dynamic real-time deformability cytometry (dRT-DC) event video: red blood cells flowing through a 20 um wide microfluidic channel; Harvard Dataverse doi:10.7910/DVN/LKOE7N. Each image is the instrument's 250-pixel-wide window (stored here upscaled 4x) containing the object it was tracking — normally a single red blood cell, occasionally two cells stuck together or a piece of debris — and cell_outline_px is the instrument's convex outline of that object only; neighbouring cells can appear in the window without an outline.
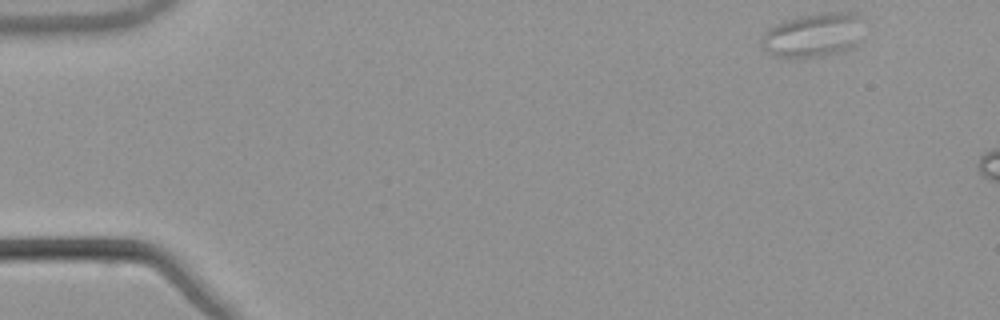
{"species": "common noctule bat (a hibernating species)", "species_latin": "Nyctalus noctula", "temperature_condition": "warm", "stored_images_in_passage": 6, "camera_frame_rate_fps": 3000, "um_per_image_px": 0.085, "animal": {"sex": "male", "body_mass_g": 21.5, "forearm_length_mm": 52.0}, "frame": {"image": 1, "passage_image": 1, "time_ms": 0.0, "image_size_px": [1000, 320], "cell_outline_px": [[856, 44], [852, 48], [840, 52], [824, 56], [788, 60], [776, 56], [768, 52], [764, 48], [760, 40], [760, 36], [768, 28], [784, 20], [800, 16], [820, 12], [852, 12], [856, 16]], "centroid_in_image_um": [68.96, 3.03], "position_along_channel_um": 16.0, "area_um2": 25.95}}